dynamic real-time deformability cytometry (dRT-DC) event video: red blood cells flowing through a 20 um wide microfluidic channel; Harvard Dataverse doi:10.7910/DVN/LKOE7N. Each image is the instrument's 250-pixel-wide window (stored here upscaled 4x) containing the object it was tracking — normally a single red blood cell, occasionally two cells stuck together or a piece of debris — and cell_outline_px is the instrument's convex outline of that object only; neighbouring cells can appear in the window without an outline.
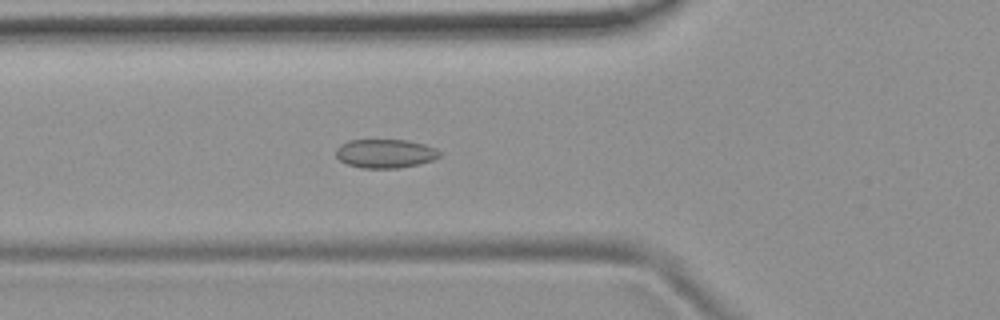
{"species": "common noctule bat (a hibernating species)", "species_latin": "Nyctalus noctula", "temperature_condition": "room temperature", "stored_images_in_passage": 54, "camera_frame_rate_fps": 3000, "um_per_image_px": 0.085, "animal": {"sex": "female", "body_mass_g": 19.9}, "frame": {"image": 1, "passage_image": 20, "time_ms": 6.333, "image_size_px": [1000, 320], "cell_outline_px": [[440, 156], [432, 160], [420, 164], [400, 168], [360, 168], [348, 164], [340, 160], [336, 156], [336, 148], [340, 144], [348, 140], [408, 140], [424, 144], [436, 148], [440, 152]], "centroid_in_image_um": [32.74, 13.05], "position_along_channel_um": 93.1, "area_um2": 17.51}}
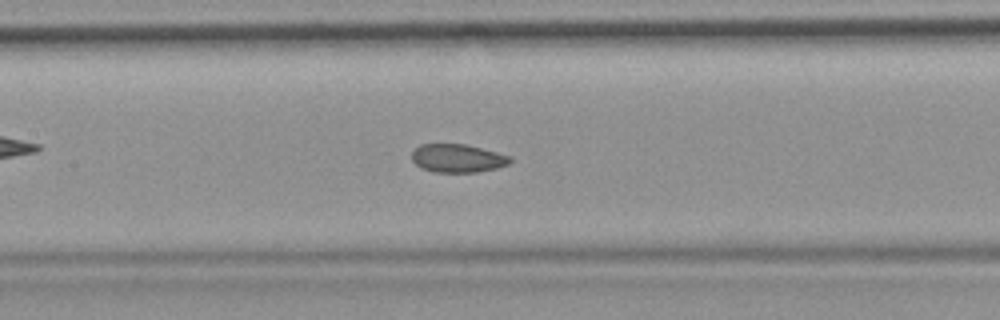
{"frame": {"image": 2, "passage_image": 26, "time_ms": 8.333, "image_size_px": [1000, 320], "cell_outline_px": [[512, 160], [508, 164], [496, 168], [476, 172], [436, 172], [420, 168], [412, 160], [412, 152], [420, 144], [464, 144], [512, 156]], "centroid_in_image_um": [38.89, 13.45], "position_along_channel_um": 168.5, "area_um2": 16.13}}
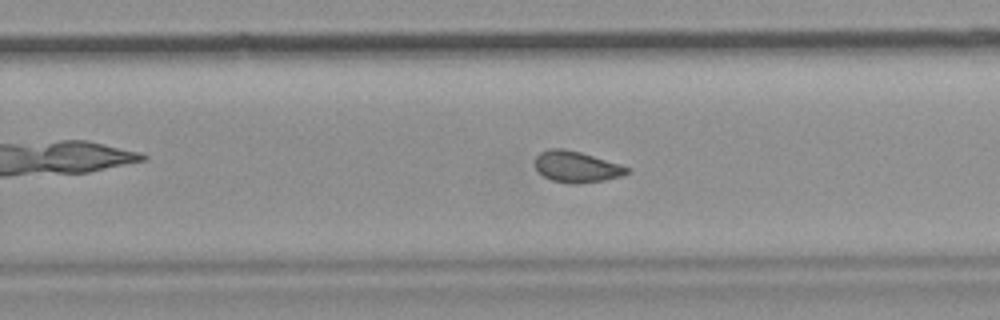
{"frame": {"image": 3, "passage_image": 35, "time_ms": 11.333, "image_size_px": [1000, 320], "cell_outline_px": [[632, 168], [628, 172], [620, 176], [604, 180], [576, 184], [572, 184], [552, 180], [544, 176], [536, 168], [536, 156], [540, 152], [548, 148], [564, 148], [580, 152]], "centroid_in_image_um": [48.99, 14.17], "position_along_channel_um": 280.8, "area_um2": 16.53}, "authors_computed_cell_mechanics": {"area_um2": 17.4556, "velocity_mm_per_s": 3.7594, "shape_relaxation_time_tau1_ms": null, "shape_relaxation_time_tau2_ms": 1.5689, "deformation_change_tau1": null, "deformation_change_tau2": 0.0632}}